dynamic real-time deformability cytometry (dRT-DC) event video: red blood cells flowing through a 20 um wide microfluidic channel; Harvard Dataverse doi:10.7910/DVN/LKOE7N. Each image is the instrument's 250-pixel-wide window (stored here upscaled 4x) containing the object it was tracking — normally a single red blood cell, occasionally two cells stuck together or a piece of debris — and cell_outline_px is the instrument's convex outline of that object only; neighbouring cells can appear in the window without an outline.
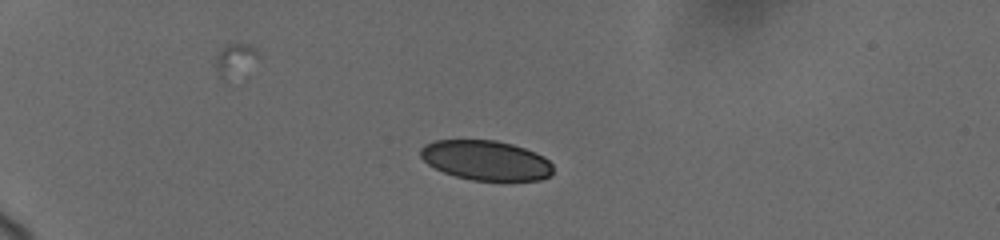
{"species": "human", "species_latin": "Homo sapiens", "temperature_condition": "cold", "stored_images_in_passage": 5, "camera_frame_rate_fps": 3000, "um_per_image_px": 0.085, "donor": {"sex": "female"}, "frame": {"image": 1, "passage_image": 1, "time_ms": 0.0, "image_size_px": [1000, 240], "cell_outline_px": [[552, 176], [540, 180], [472, 180], [456, 176], [444, 172], [428, 164], [420, 156], [420, 148], [424, 144], [436, 140], [496, 140], [512, 144], [536, 152], [544, 156], [552, 164]], "centroid_in_image_um": [41.31, 13.62], "position_along_channel_um": 43.7, "area_um2": 30.75}}
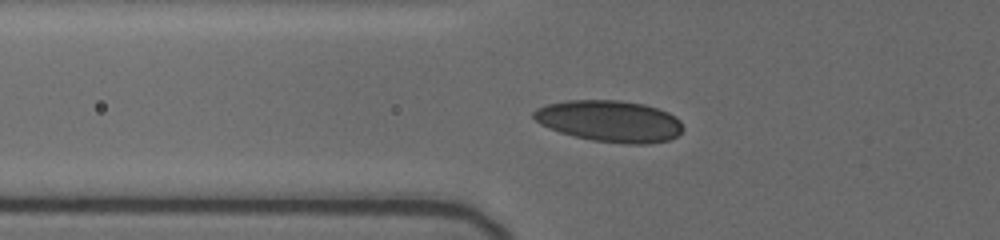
{"frame": {"image": 2, "passage_image": 4, "time_ms": 2.333, "image_size_px": [1000, 240], "cell_outline_px": [[684, 128], [676, 136], [668, 140], [648, 144], [628, 144], [592, 140], [560, 132], [548, 128], [540, 124], [532, 116], [532, 112], [536, 108], [548, 104], [568, 100], [616, 100], [644, 104], [668, 112], [676, 116], [680, 120]], "centroid_in_image_um": [51.83, 10.29], "position_along_channel_um": 74.0, "area_um2": 36.07}}